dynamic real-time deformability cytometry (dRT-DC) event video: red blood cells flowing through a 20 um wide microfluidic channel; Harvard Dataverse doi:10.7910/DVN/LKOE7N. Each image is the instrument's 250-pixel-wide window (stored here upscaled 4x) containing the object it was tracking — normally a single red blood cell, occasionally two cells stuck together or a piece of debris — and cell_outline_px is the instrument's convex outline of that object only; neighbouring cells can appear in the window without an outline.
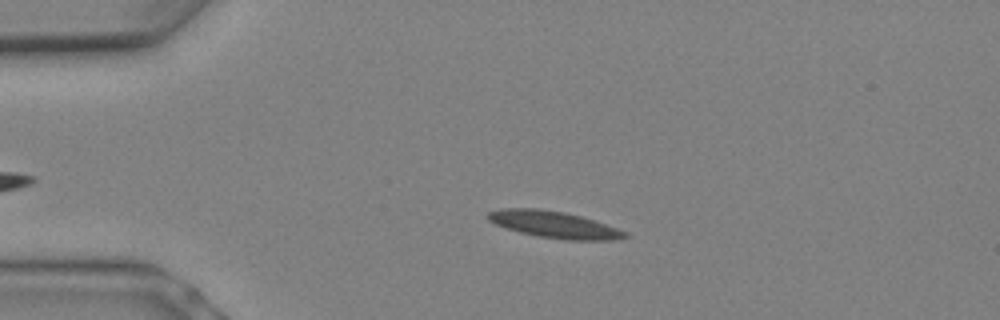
{"species": "Egyptian fruit bat (a non-hibernating species)", "species_latin": "Rousettus aegyptiacus", "temperature_condition": "warm", "stored_images_in_passage": 7, "camera_frame_rate_fps": 3000, "um_per_image_px": 0.085, "animal": {"sex": "female"}, "frame": {"image": 1, "passage_image": 4, "time_ms": 1.0, "image_size_px": [1000, 320], "cell_outline_px": [[628, 236], [612, 240], [568, 240], [540, 236], [520, 232], [504, 228], [488, 220], [488, 212], [500, 208], [536, 208], [564, 212], [580, 216], [628, 232]], "centroid_in_image_um": [47.06, 19.08], "position_along_channel_um": 37.9, "area_um2": 21.04}}
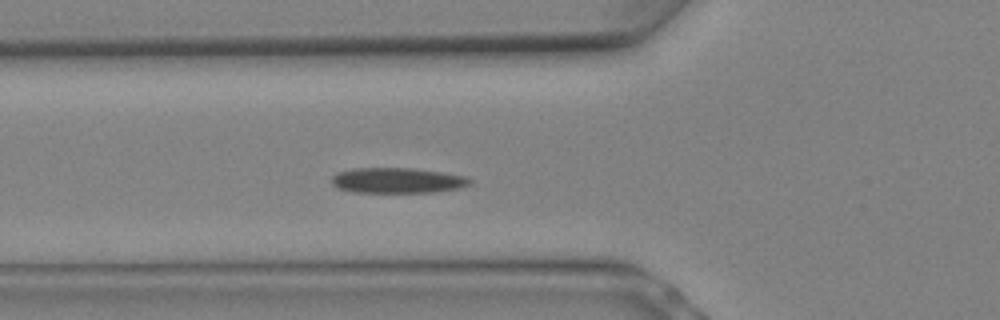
{"frame": {"image": 2, "passage_image": 7, "time_ms": 2.0, "image_size_px": [1000, 320], "cell_outline_px": [[472, 184], [460, 188], [432, 192], [352, 192], [336, 188], [332, 184], [332, 176], [336, 172], [352, 168], [412, 168], [440, 172], [464, 176], [472, 180]], "centroid_in_image_um": [33.74, 15.34], "position_along_channel_um": 92.1, "area_um2": 20.52}}